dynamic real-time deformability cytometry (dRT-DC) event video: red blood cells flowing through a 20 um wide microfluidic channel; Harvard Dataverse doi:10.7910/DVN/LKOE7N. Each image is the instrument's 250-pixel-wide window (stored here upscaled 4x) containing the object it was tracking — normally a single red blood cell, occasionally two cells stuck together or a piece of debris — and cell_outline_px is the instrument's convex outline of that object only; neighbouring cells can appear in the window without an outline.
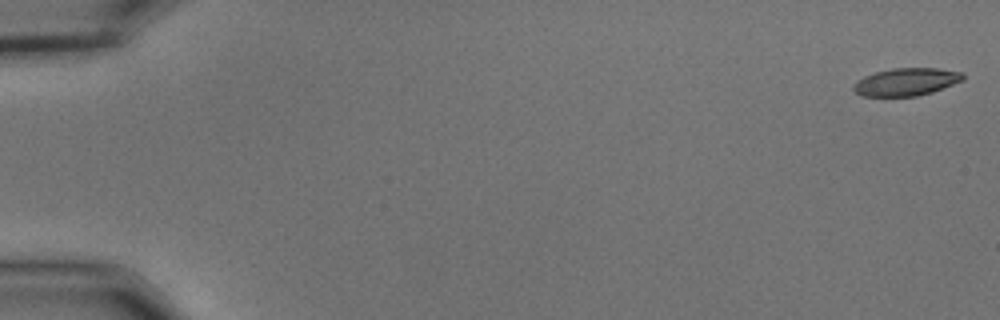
{"species": "common noctule bat (a hibernating species)", "species_latin": "Nyctalus noctula", "temperature_condition": "cold", "stored_images_in_passage": 56, "camera_frame_rate_fps": 3000, "um_per_image_px": 0.085, "animal": {"sex": "male", "body_mass_g": 15.6}, "frame": {"image": 1, "passage_image": 1, "time_ms": 0.0, "image_size_px": [1000, 320], "cell_outline_px": [[964, 80], [932, 92], [916, 96], [860, 96], [852, 88], [852, 84], [856, 80], [864, 76], [876, 72], [892, 68], [936, 68], [964, 72]], "centroid_in_image_um": [77.01, 6.95], "position_along_channel_um": 8.0, "area_um2": 17.74}}
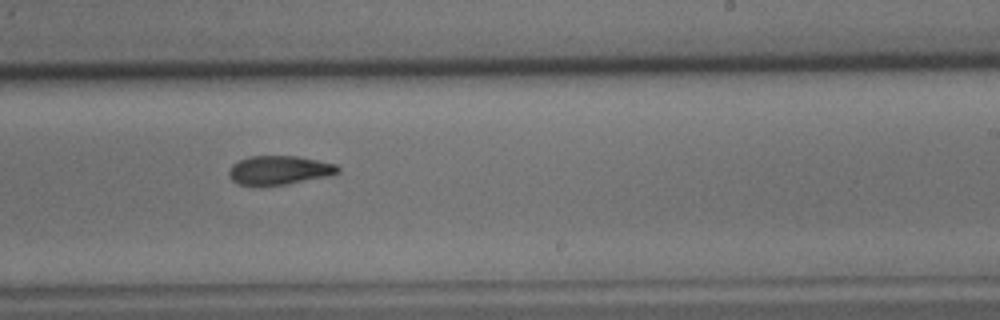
{"frame": {"image": 2, "passage_image": 35, "time_ms": 11.333, "image_size_px": [1000, 320], "cell_outline_px": [[340, 172], [328, 176], [288, 184], [240, 184], [232, 180], [228, 176], [228, 172], [232, 164], [248, 156], [296, 156], [336, 164], [340, 168]], "centroid_in_image_um": [23.75, 14.45], "position_along_channel_um": 265.3, "area_um2": 18.09}}
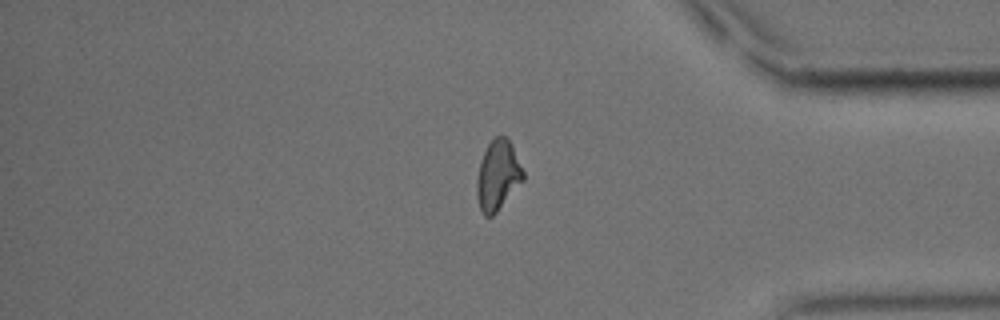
{"frame": {"image": 3, "passage_image": 47, "time_ms": 15.333, "image_size_px": [1000, 320], "cell_outline_px": [[524, 180], [496, 212], [492, 216], [484, 216], [480, 208], [476, 192], [476, 180], [480, 160], [488, 144], [496, 136], [508, 136], [512, 144], [524, 172]], "centroid_in_image_um": [42.31, 14.88], "position_along_channel_um": 392.9, "area_um2": 18.9}, "authors_computed_cell_mechanics": {"area_um2": 18.6983, "velocity_mm_per_s": 3.6531, "shape_relaxation_time_tau1_ms": 8.5235, "shape_relaxation_time_tau2_ms": 7.3234, "deformation_change_tau1": 0.2043, "deformation_change_tau2": 0.1571}}